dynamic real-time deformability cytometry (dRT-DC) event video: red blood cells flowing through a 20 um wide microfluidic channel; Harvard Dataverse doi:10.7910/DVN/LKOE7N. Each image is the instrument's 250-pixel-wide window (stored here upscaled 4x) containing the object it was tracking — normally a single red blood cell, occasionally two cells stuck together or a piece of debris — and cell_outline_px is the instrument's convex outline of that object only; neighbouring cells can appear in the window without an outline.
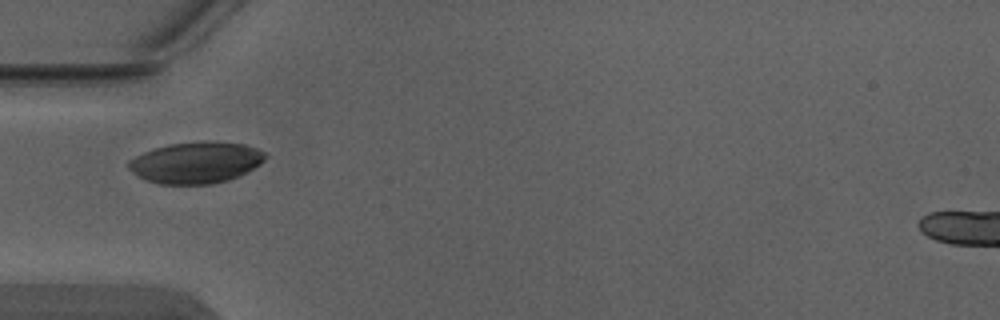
{"species": "Egyptian fruit bat (a non-hibernating species)", "species_latin": "Rousettus aegyptiacus", "temperature_condition": "warm", "stored_images_in_passage": 2, "camera_frame_rate_fps": 3000, "um_per_image_px": 0.085, "animal": {"sex": "male"}, "frame": {"image": 1, "passage_image": 1, "time_ms": 0.0, "image_size_px": [1000, 320], "cell_outline_px": [[268, 156], [260, 164], [240, 176], [228, 180], [212, 184], [160, 184], [148, 180], [140, 176], [128, 168], [128, 160], [144, 152], [168, 144], [244, 144], [256, 148], [264, 152]], "centroid_in_image_um": [16.66, 13.86], "position_along_channel_um": 68.3, "area_um2": 31.85}}
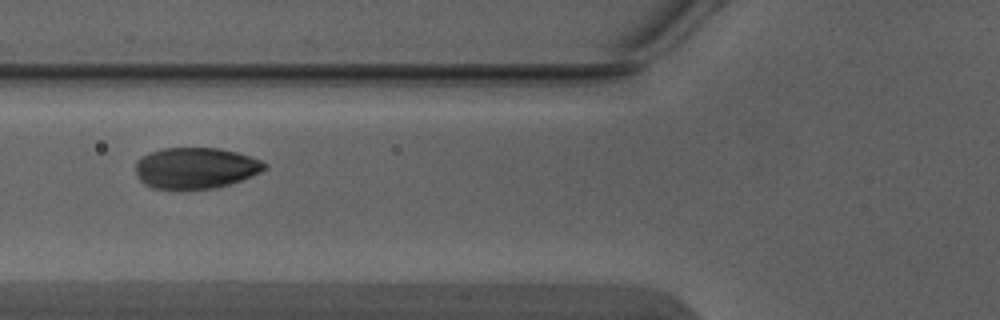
{"frame": {"image": 2, "passage_image": 2, "time_ms": 0.333, "image_size_px": [1000, 320], "cell_outline_px": [[268, 168], [260, 172], [240, 180], [228, 184], [212, 188], [184, 192], [180, 192], [152, 188], [144, 184], [140, 180], [136, 172], [136, 160], [152, 152], [164, 148], [216, 148], [236, 152], [252, 156], [268, 164]], "centroid_in_image_um": [16.61, 14.32], "position_along_channel_um": 109.2, "area_um2": 31.44}}